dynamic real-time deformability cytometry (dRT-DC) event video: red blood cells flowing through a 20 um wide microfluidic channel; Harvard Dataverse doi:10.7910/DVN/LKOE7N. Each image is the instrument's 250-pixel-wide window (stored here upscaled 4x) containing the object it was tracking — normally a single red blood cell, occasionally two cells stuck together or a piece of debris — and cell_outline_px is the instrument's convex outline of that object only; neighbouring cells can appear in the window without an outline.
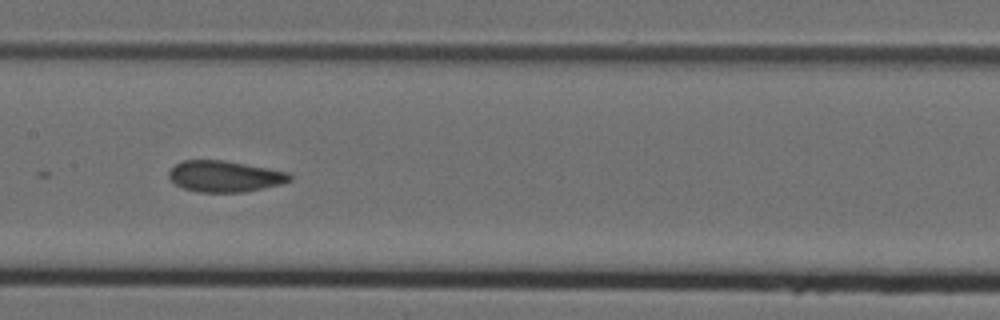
{"species": "Egyptian fruit bat (a non-hibernating species)", "species_latin": "Rousettus aegyptiacus", "temperature_condition": "cold", "stored_images_in_passage": 10, "segment_of_instrument_passage": [1, 2], "camera_frame_rate_fps": 3000, "um_per_image_px": 0.085, "animal": {"sex": "female"}, "frame": {"image": 1, "passage_image": 7, "time_ms": 2.0, "image_size_px": [1000, 320], "cell_outline_px": [[292, 180], [280, 184], [264, 188], [244, 192], [196, 192], [184, 188], [176, 184], [168, 176], [168, 172], [176, 164], [184, 160], [224, 160], [268, 168], [288, 172], [292, 176]], "centroid_in_image_um": [19.11, 14.99], "position_along_channel_um": 188.3, "area_um2": 21.91}}
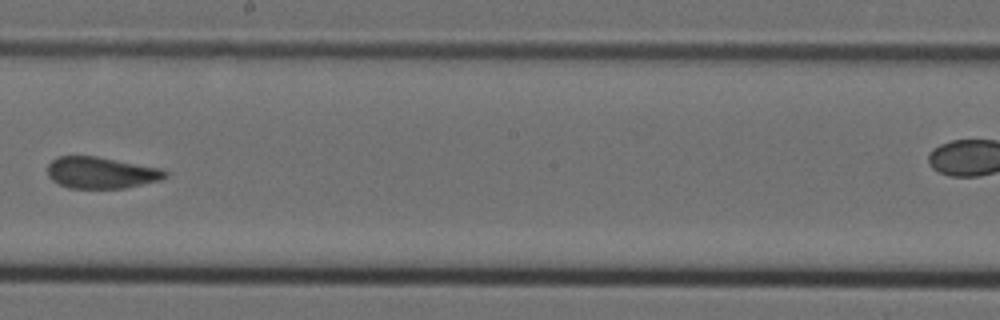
{"frame": {"image": 2, "passage_image": 8, "time_ms": 2.333, "image_size_px": [1000, 320], "cell_outline_px": [[168, 176], [160, 180], [124, 188], [68, 188], [52, 180], [48, 176], [48, 164], [56, 156], [96, 156], [160, 168], [168, 172]], "centroid_in_image_um": [8.58, 14.68], "position_along_channel_um": 239.6, "area_um2": 21.56}}
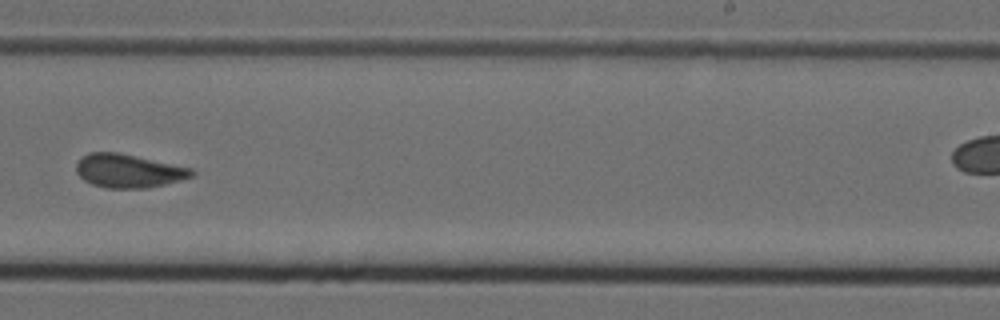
{"frame": {"image": 3, "passage_image": 9, "time_ms": 2.667, "image_size_px": [1000, 320], "cell_outline_px": [[196, 172], [192, 176], [180, 180], [148, 188], [108, 188], [92, 184], [84, 180], [76, 172], [76, 164], [88, 152], [120, 152], [192, 168]], "centroid_in_image_um": [10.93, 14.52], "position_along_channel_um": 278.1, "area_um2": 22.54}}